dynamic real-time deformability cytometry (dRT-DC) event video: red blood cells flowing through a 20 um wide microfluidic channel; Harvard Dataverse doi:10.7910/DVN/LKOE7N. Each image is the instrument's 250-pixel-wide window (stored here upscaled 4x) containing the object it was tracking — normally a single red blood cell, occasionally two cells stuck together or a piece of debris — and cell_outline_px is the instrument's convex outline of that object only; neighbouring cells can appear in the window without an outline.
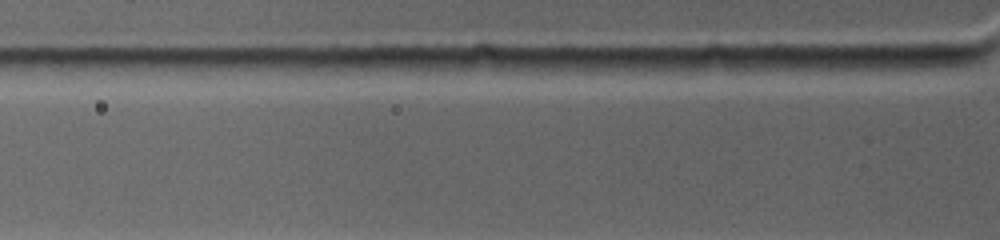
{"species": "common noctule bat (a hibernating species)", "species_latin": "Nyctalus noctula", "temperature_condition": "warm", "stored_images_in_passage": 3, "camera_frame_rate_fps": 4500, "um_per_image_px": 0.085, "animal": {"sex": "female", "body_mass_g": 19.0, "forearm_length_mm": 53.3}, "frame": {"image": 1, "passage_image": 3, "time_ms": 0.667, "image_size_px": [1000, 240], "cell_outline_px": [[980, 60], [968, 64], [916, 72], [844, 68], [852, 56], [976, 56]], "centroid_in_image_um": [77.18, 5.33], "position_along_channel_um": 48.6, "area_um2": 11.91}}